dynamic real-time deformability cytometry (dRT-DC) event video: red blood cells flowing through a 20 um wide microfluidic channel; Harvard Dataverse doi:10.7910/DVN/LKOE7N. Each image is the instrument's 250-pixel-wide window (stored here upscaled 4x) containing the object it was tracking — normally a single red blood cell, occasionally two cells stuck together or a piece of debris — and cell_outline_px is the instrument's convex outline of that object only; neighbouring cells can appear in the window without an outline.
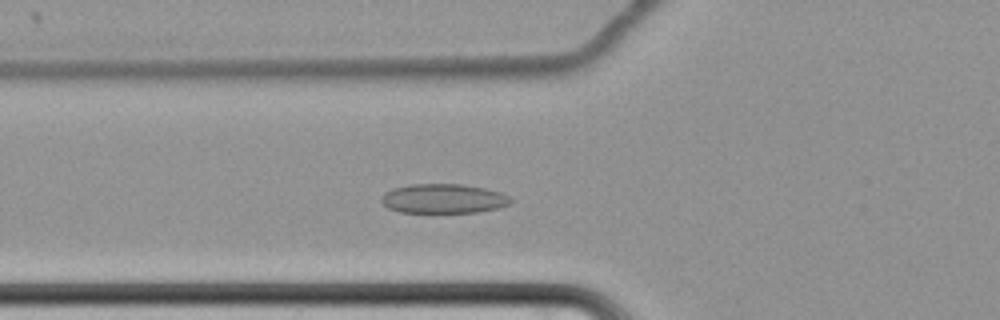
{"species": "common noctule bat (a hibernating species)", "species_latin": "Nyctalus noctula", "temperature_condition": "cold", "stored_images_in_passage": 61, "camera_frame_rate_fps": 3000, "um_per_image_px": 0.085, "animal": {"sex": "female", "body_mass_g": 22.7, "forearm_length_mm": 54.2}, "frame": {"image": 1, "passage_image": 23, "time_ms": 7.333, "image_size_px": [1000, 320], "cell_outline_px": [[512, 204], [496, 208], [476, 212], [400, 212], [388, 208], [380, 200], [384, 192], [392, 188], [412, 184], [460, 184], [484, 188], [500, 192], [508, 196], [512, 200]], "centroid_in_image_um": [37.67, 16.88], "position_along_channel_um": 88.1, "area_um2": 22.08}}
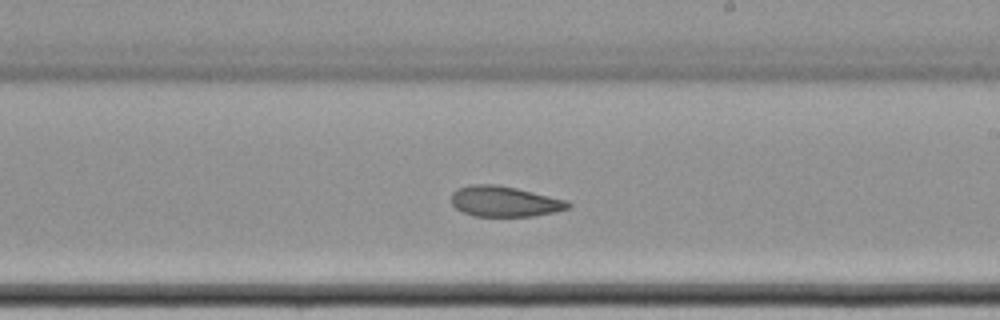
{"frame": {"image": 2, "passage_image": 37, "time_ms": 12.0, "image_size_px": [1000, 320], "cell_outline_px": [[572, 204], [568, 208], [552, 212], [532, 216], [472, 216], [456, 208], [452, 204], [452, 192], [460, 188], [472, 184], [496, 184], [516, 188], [568, 200]], "centroid_in_image_um": [42.89, 17.12], "position_along_channel_um": 246.1, "area_um2": 20.63}}
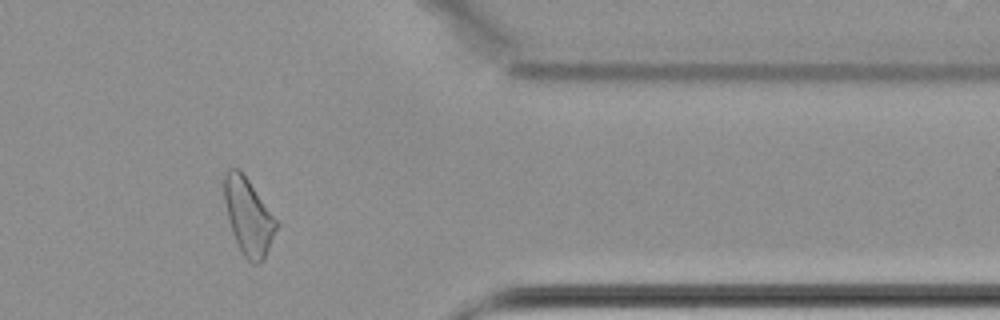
{"frame": {"image": 3, "passage_image": 51, "time_ms": 16.667, "image_size_px": [1000, 320], "cell_outline_px": [[280, 224], [264, 260], [256, 264], [252, 264], [244, 256], [232, 232], [224, 200], [224, 172], [228, 168], [236, 168], [248, 180]], "centroid_in_image_um": [21.13, 18.43], "position_along_channel_um": 390.3, "area_um2": 23.0}, "authors_computed_cell_mechanics": {"area_um2": 23.5246, "velocity_mm_per_s": 3.3978, "shape_relaxation_time_tau1_ms": null, "shape_relaxation_time_tau2_ms": 7.3709, "deformation_change_tau1": null, "deformation_change_tau2": 0.1039}}